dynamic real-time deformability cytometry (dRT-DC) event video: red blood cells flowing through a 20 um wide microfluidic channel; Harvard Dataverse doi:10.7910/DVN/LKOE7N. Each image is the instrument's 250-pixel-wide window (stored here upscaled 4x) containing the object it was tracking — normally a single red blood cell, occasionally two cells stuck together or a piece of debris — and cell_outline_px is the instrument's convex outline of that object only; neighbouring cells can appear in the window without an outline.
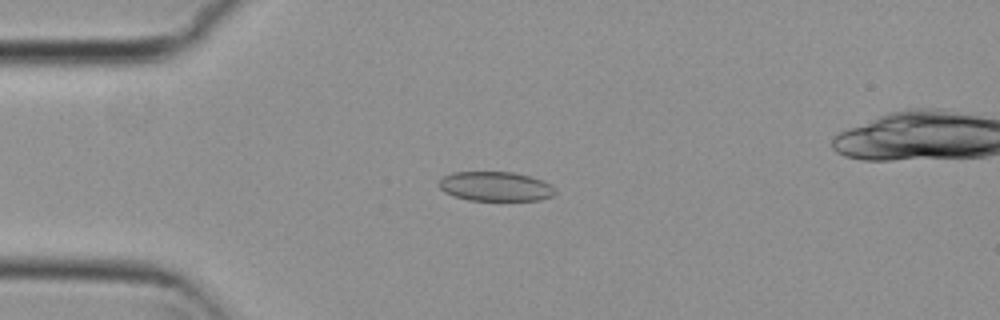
{"species": "common noctule bat (a hibernating species)", "species_latin": "Nyctalus noctula", "temperature_condition": "cold", "stored_images_in_passage": 53, "camera_frame_rate_fps": 3000, "um_per_image_px": 0.085, "animal": {"sex": "female", "body_mass_g": 29.2, "forearm_length_mm": 56.3}, "frame": {"image": 1, "passage_image": 14, "time_ms": 4.333, "image_size_px": [1000, 320], "cell_outline_px": [[556, 192], [552, 196], [540, 200], [468, 200], [452, 196], [444, 192], [436, 184], [444, 176], [452, 172], [512, 172], [528, 176], [552, 184], [556, 188]], "centroid_in_image_um": [42.09, 15.85], "position_along_channel_um": 42.9, "area_um2": 20.06}}
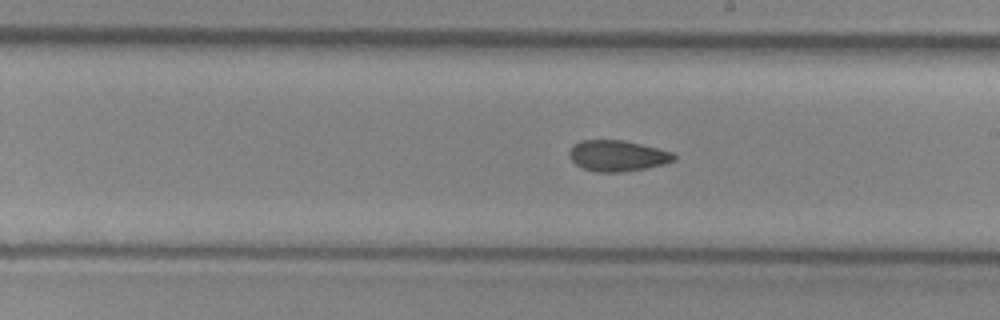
{"frame": {"image": 2, "passage_image": 31, "time_ms": 10.0, "image_size_px": [1000, 320], "cell_outline_px": [[676, 160], [664, 164], [624, 172], [596, 172], [584, 168], [576, 164], [568, 156], [568, 152], [572, 144], [580, 140], [624, 140], [672, 152], [676, 156]], "centroid_in_image_um": [52.45, 13.23], "position_along_channel_um": 236.6, "area_um2": 18.9}}
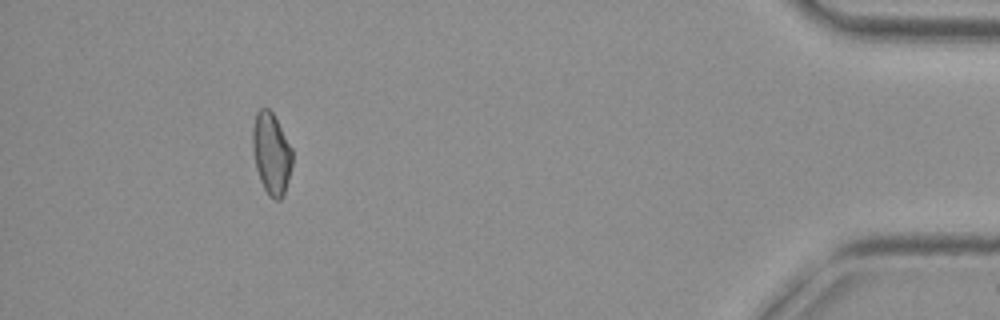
{"frame": {"image": 3, "passage_image": 50, "time_ms": 16.333, "image_size_px": [1000, 320], "cell_outline_px": [[292, 164], [284, 196], [280, 200], [276, 200], [268, 196], [260, 180], [256, 168], [252, 152], [252, 128], [256, 112], [260, 108], [268, 108], [272, 112], [292, 148]], "centroid_in_image_um": [23.05, 13.06], "position_along_channel_um": 412.1, "area_um2": 19.02}, "authors_computed_cell_mechanics": {"area_um2": 19.4208, "velocity_mm_per_s": 3.8009, "shape_relaxation_time_tau1_ms": null, "shape_relaxation_time_tau2_ms": 6.4791, "deformation_change_tau1": null, "deformation_change_tau2": 0.1252}}